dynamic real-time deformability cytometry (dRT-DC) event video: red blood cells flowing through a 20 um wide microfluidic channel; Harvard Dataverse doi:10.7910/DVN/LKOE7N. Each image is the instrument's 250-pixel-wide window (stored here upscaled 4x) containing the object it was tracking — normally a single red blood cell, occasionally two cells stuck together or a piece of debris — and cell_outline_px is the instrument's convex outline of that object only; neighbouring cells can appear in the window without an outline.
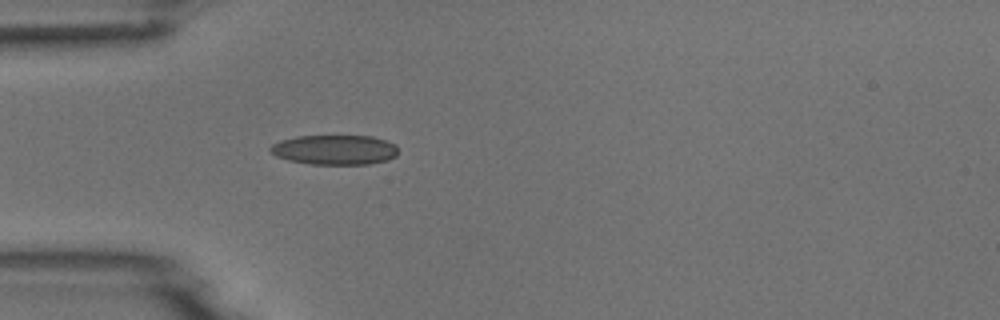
{"species": "common noctule bat (a hibernating species)", "species_latin": "Nyctalus noctula", "temperature_condition": "room temperature", "stored_images_in_passage": 1, "camera_frame_rate_fps": 3000, "um_per_image_px": 0.085, "animal": {"sex": "male", "body_mass_g": 18.8}, "frame": {"image": 1, "passage_image": 1, "time_ms": 0.0, "image_size_px": [1000, 320], "cell_outline_px": [[396, 156], [388, 160], [368, 164], [312, 164], [288, 160], [276, 156], [268, 148], [272, 144], [280, 140], [296, 136], [372, 136], [396, 144]], "centroid_in_image_um": [28.43, 12.73], "position_along_channel_um": 56.6, "area_um2": 22.14}}